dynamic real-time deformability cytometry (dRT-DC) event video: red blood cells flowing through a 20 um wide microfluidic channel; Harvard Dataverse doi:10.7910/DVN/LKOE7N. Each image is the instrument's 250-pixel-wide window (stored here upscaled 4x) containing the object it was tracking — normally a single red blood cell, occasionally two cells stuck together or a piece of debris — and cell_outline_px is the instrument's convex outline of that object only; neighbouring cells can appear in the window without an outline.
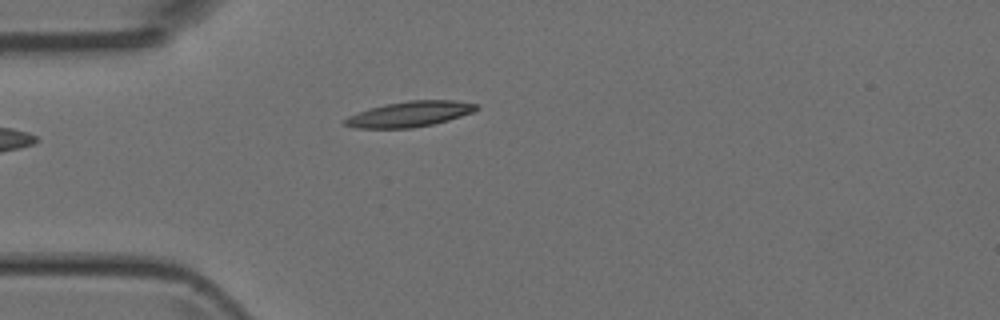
{"species": "Egyptian fruit bat (a non-hibernating species)", "species_latin": "Rousettus aegyptiacus", "temperature_condition": "room temperature", "stored_images_in_passage": 4, "camera_frame_rate_fps": 3000, "um_per_image_px": 0.085, "animal": {"sex": "female"}, "frame": {"image": 1, "passage_image": 4, "time_ms": 3.667, "image_size_px": [1000, 320], "cell_outline_px": [[480, 108], [472, 112], [448, 120], [432, 124], [412, 128], [356, 128], [344, 124], [344, 120], [348, 116], [384, 104], [408, 100], [452, 100], [480, 104]], "centroid_in_image_um": [34.86, 9.69], "position_along_channel_um": 50.1, "area_um2": 19.36}}